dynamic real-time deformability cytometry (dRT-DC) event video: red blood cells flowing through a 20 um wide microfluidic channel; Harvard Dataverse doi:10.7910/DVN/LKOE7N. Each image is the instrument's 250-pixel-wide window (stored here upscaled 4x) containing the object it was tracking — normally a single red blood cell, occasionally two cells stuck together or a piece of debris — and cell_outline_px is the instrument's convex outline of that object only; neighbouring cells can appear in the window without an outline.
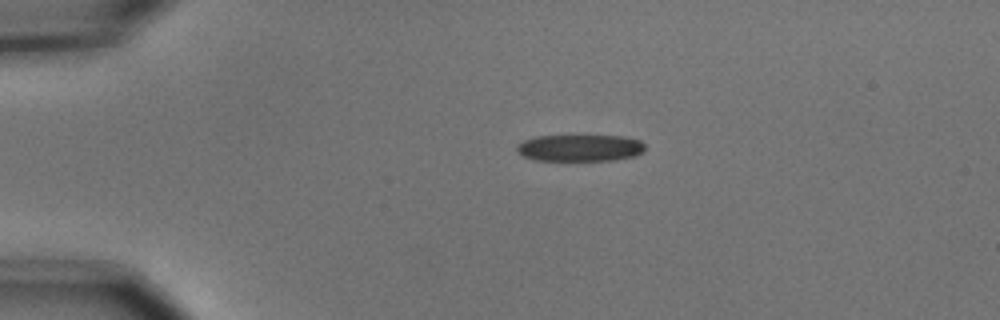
{"species": "common noctule bat (a hibernating species)", "species_latin": "Nyctalus noctula", "temperature_condition": "cold", "stored_images_in_passage": 5, "camera_frame_rate_fps": 3000, "um_per_image_px": 0.085, "animal": {"sex": "male", "body_mass_g": 15.6}, "frame": {"image": 1, "passage_image": 3, "time_ms": 0.667, "image_size_px": [1000, 320], "cell_outline_px": [[644, 152], [636, 156], [612, 160], [536, 160], [524, 156], [516, 152], [516, 144], [524, 140], [536, 136], [620, 136], [640, 140], [644, 144]], "centroid_in_image_um": [49.28, 12.57], "position_along_channel_um": 35.7, "area_um2": 20.0}}
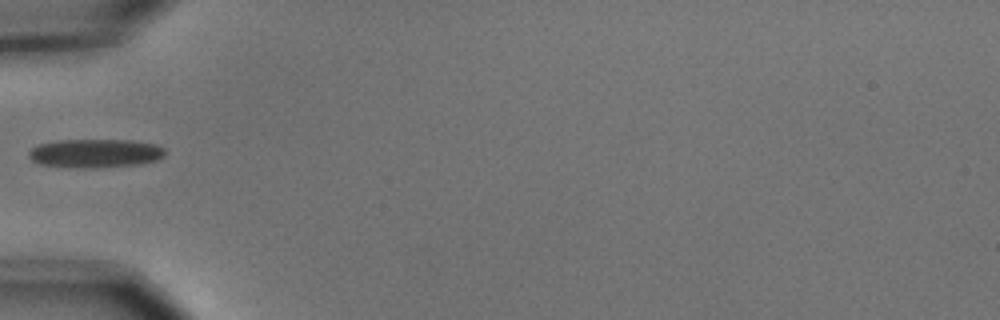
{"frame": {"image": 2, "passage_image": 5, "time_ms": 1.333, "image_size_px": [1000, 320], "cell_outline_px": [[168, 152], [164, 156], [156, 160], [140, 164], [100, 168], [80, 168], [40, 164], [32, 160], [28, 156], [28, 152], [32, 148], [40, 144], [56, 140], [132, 140], [156, 144], [164, 148]], "centroid_in_image_um": [8.13, 13.03], "position_along_channel_um": 76.9, "area_um2": 23.0}}